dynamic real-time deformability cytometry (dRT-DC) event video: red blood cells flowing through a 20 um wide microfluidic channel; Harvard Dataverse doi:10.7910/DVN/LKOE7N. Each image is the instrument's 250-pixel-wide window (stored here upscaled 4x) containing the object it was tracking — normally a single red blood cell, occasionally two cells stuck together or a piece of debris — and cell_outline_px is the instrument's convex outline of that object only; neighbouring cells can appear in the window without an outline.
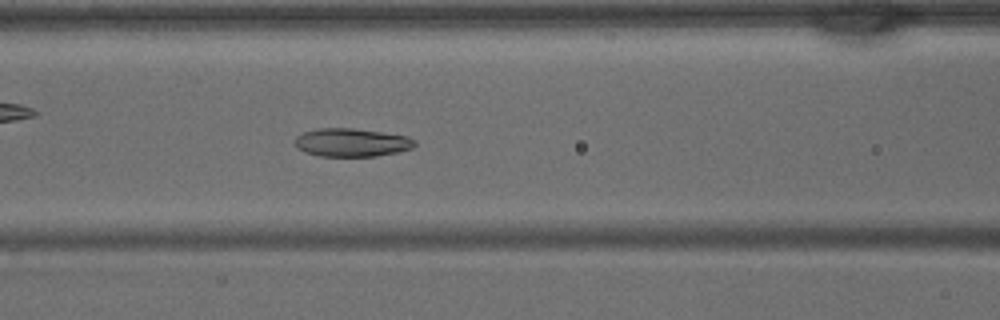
{"species": "common noctule bat (a hibernating species)", "species_latin": "Nyctalus noctula", "temperature_condition": "warm", "stored_images_in_passage": 41, "camera_frame_rate_fps": 3000, "um_per_image_px": 0.085, "animal": {"sex": "male", "body_mass_g": 15.6}, "frame": {"image": 1, "passage_image": 17, "time_ms": 5.333, "image_size_px": [1000, 320], "cell_outline_px": [[416, 144], [412, 148], [400, 152], [376, 156], [320, 156], [304, 152], [296, 148], [296, 136], [304, 132], [316, 128], [352, 128], [408, 136], [416, 140]], "centroid_in_image_um": [29.9, 12.11], "position_along_channel_um": 136.7, "area_um2": 19.83}}
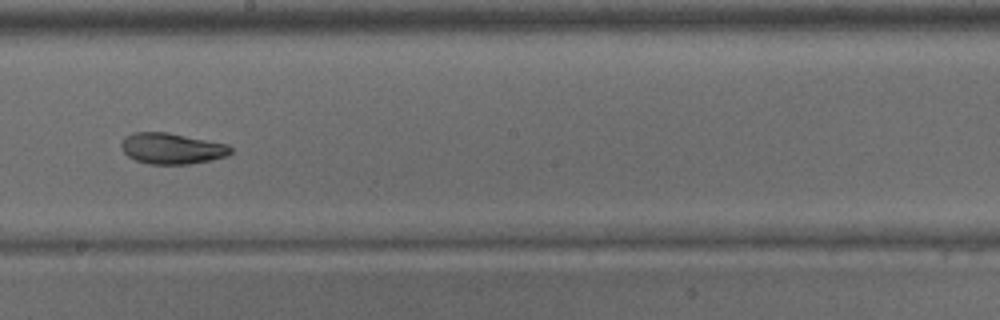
{"frame": {"image": 2, "passage_image": 23, "time_ms": 7.333, "image_size_px": [1000, 320], "cell_outline_px": [[232, 152], [228, 156], [212, 160], [188, 164], [148, 164], [136, 160], [128, 156], [124, 152], [120, 144], [132, 132], [168, 132], [228, 144], [232, 148]], "centroid_in_image_um": [14.64, 12.62], "position_along_channel_um": 233.6, "area_um2": 19.77}}
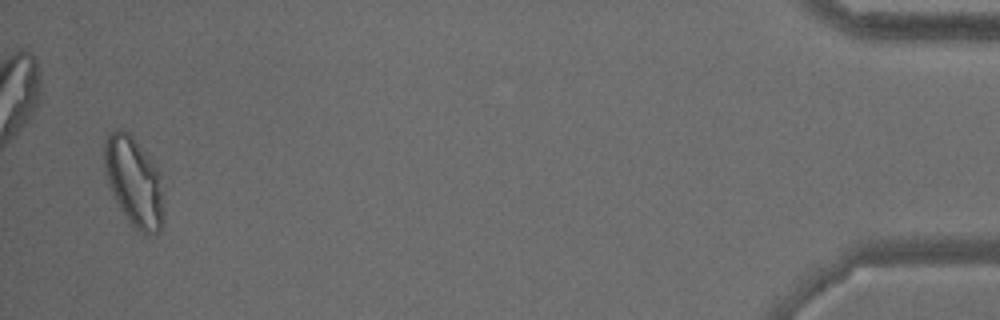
{"frame": {"image": 3, "passage_image": 40, "time_ms": 13.0, "image_size_px": [1000, 320], "cell_outline_px": [[164, 216], [160, 232], [148, 236], [136, 232], [124, 216], [112, 192], [108, 180], [104, 164], [104, 144], [108, 136], [116, 128], [124, 128], [132, 136], [160, 172]], "centroid_in_image_um": [11.41, 15.51], "position_along_channel_um": 423.8, "area_um2": 31.04}}